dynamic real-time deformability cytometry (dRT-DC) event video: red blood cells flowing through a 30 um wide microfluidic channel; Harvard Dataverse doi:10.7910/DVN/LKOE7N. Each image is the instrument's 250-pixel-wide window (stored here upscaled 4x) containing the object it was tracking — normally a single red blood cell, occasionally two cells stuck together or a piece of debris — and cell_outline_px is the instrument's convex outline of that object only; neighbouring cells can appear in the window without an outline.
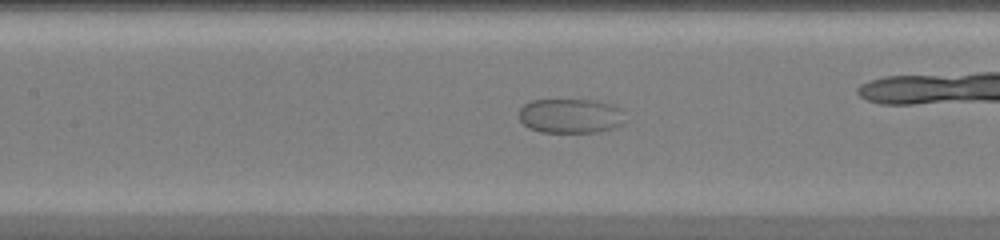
{"species": "common noctule bat (a hibernating species)", "species_latin": "Nyctalus noctula", "temperature_condition": "warm", "stored_images_in_passage": 36, "camera_frame_rate_fps": 3000, "um_per_image_px": 0.085, "animal": {"sex": "female", "body_mass_g": 20.0, "forearm_length_mm": 54.0}, "frame": {"image": 1, "passage_image": 16, "time_ms": 5.0, "image_size_px": [1000, 240], "cell_outline_px": [[628, 120], [624, 124], [616, 128], [600, 132], [540, 132], [528, 128], [520, 120], [520, 108], [524, 104], [532, 100], [596, 100], [612, 104], [620, 108]], "centroid_in_image_um": [48.57, 9.86], "position_along_channel_um": 158.8, "area_um2": 21.79}}
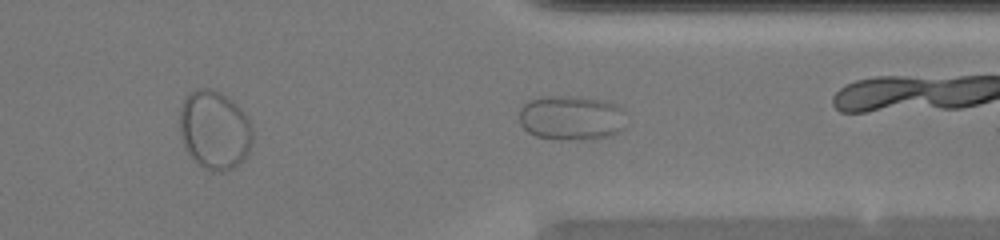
{"frame": {"image": 2, "passage_image": 31, "time_ms": 10.0, "image_size_px": [1000, 240], "cell_outline_px": [[624, 128], [620, 132], [608, 136], [592, 140], [580, 140], [536, 136], [528, 132], [520, 124], [520, 108], [528, 100], [544, 96], [576, 96], [600, 100], [616, 104], [624, 108]], "centroid_in_image_um": [48.58, 10.01], "position_along_channel_um": 362.8, "area_um2": 28.03}}